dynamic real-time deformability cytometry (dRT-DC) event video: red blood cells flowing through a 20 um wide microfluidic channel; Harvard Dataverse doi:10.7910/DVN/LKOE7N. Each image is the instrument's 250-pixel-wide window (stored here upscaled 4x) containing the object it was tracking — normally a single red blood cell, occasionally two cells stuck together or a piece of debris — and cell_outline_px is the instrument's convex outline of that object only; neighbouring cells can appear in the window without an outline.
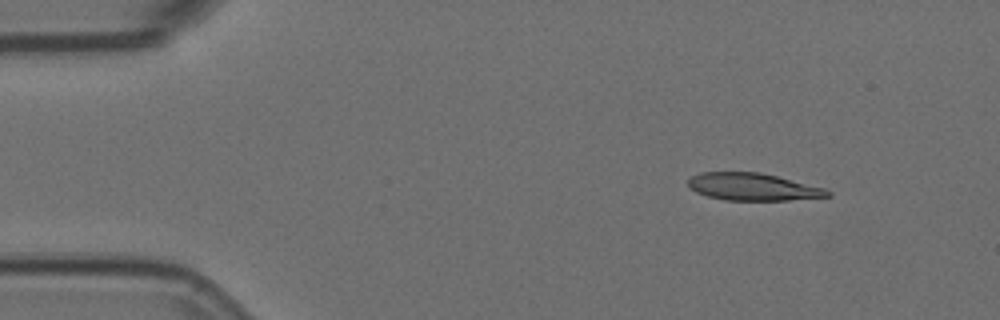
{"species": "Egyptian fruit bat (a non-hibernating species)", "species_latin": "Rousettus aegyptiacus", "temperature_condition": "room temperature", "stored_images_in_passage": 4, "camera_frame_rate_fps": 3000, "um_per_image_px": 0.085, "animal": {"sex": "female"}, "frame": {"image": 1, "passage_image": 2, "time_ms": 0.333, "image_size_px": [1000, 320], "cell_outline_px": [[832, 196], [788, 200], [724, 200], [708, 196], [696, 192], [688, 188], [688, 180], [692, 176], [700, 172], [760, 172], [824, 188], [832, 192]], "centroid_in_image_um": [63.97, 15.88], "position_along_channel_um": 21.0, "area_um2": 22.14}}